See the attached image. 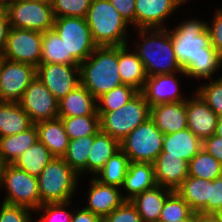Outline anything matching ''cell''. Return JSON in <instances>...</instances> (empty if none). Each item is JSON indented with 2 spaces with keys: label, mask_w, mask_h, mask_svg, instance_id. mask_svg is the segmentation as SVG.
<instances>
[{
  "label": "cell",
  "mask_w": 222,
  "mask_h": 222,
  "mask_svg": "<svg viewBox=\"0 0 222 222\" xmlns=\"http://www.w3.org/2000/svg\"><path fill=\"white\" fill-rule=\"evenodd\" d=\"M29 1L42 2V3H46L48 5H52L54 2V0H29Z\"/></svg>",
  "instance_id": "cell-56"
},
{
  "label": "cell",
  "mask_w": 222,
  "mask_h": 222,
  "mask_svg": "<svg viewBox=\"0 0 222 222\" xmlns=\"http://www.w3.org/2000/svg\"><path fill=\"white\" fill-rule=\"evenodd\" d=\"M178 6L175 0H135V27L165 29L161 26L163 20L170 16Z\"/></svg>",
  "instance_id": "cell-16"
},
{
  "label": "cell",
  "mask_w": 222,
  "mask_h": 222,
  "mask_svg": "<svg viewBox=\"0 0 222 222\" xmlns=\"http://www.w3.org/2000/svg\"><path fill=\"white\" fill-rule=\"evenodd\" d=\"M215 135L222 137V116L218 117Z\"/></svg>",
  "instance_id": "cell-52"
},
{
  "label": "cell",
  "mask_w": 222,
  "mask_h": 222,
  "mask_svg": "<svg viewBox=\"0 0 222 222\" xmlns=\"http://www.w3.org/2000/svg\"><path fill=\"white\" fill-rule=\"evenodd\" d=\"M222 207V177L210 180V214Z\"/></svg>",
  "instance_id": "cell-47"
},
{
  "label": "cell",
  "mask_w": 222,
  "mask_h": 222,
  "mask_svg": "<svg viewBox=\"0 0 222 222\" xmlns=\"http://www.w3.org/2000/svg\"><path fill=\"white\" fill-rule=\"evenodd\" d=\"M203 141L186 128L164 135L162 151L158 156H177L187 162L202 149Z\"/></svg>",
  "instance_id": "cell-21"
},
{
  "label": "cell",
  "mask_w": 222,
  "mask_h": 222,
  "mask_svg": "<svg viewBox=\"0 0 222 222\" xmlns=\"http://www.w3.org/2000/svg\"><path fill=\"white\" fill-rule=\"evenodd\" d=\"M221 173L222 163L203 148L189 162L188 176L213 181L221 177Z\"/></svg>",
  "instance_id": "cell-35"
},
{
  "label": "cell",
  "mask_w": 222,
  "mask_h": 222,
  "mask_svg": "<svg viewBox=\"0 0 222 222\" xmlns=\"http://www.w3.org/2000/svg\"><path fill=\"white\" fill-rule=\"evenodd\" d=\"M42 42L41 32L11 27L1 57L37 67L41 62Z\"/></svg>",
  "instance_id": "cell-11"
},
{
  "label": "cell",
  "mask_w": 222,
  "mask_h": 222,
  "mask_svg": "<svg viewBox=\"0 0 222 222\" xmlns=\"http://www.w3.org/2000/svg\"><path fill=\"white\" fill-rule=\"evenodd\" d=\"M202 148L222 163V137L214 134L204 139Z\"/></svg>",
  "instance_id": "cell-48"
},
{
  "label": "cell",
  "mask_w": 222,
  "mask_h": 222,
  "mask_svg": "<svg viewBox=\"0 0 222 222\" xmlns=\"http://www.w3.org/2000/svg\"><path fill=\"white\" fill-rule=\"evenodd\" d=\"M214 215H216L220 220H222V207L219 208Z\"/></svg>",
  "instance_id": "cell-57"
},
{
  "label": "cell",
  "mask_w": 222,
  "mask_h": 222,
  "mask_svg": "<svg viewBox=\"0 0 222 222\" xmlns=\"http://www.w3.org/2000/svg\"><path fill=\"white\" fill-rule=\"evenodd\" d=\"M172 192L169 188L156 185L135 196L130 202L137 209L143 222H159L164 202Z\"/></svg>",
  "instance_id": "cell-25"
},
{
  "label": "cell",
  "mask_w": 222,
  "mask_h": 222,
  "mask_svg": "<svg viewBox=\"0 0 222 222\" xmlns=\"http://www.w3.org/2000/svg\"><path fill=\"white\" fill-rule=\"evenodd\" d=\"M128 24L135 26V0H109Z\"/></svg>",
  "instance_id": "cell-46"
},
{
  "label": "cell",
  "mask_w": 222,
  "mask_h": 222,
  "mask_svg": "<svg viewBox=\"0 0 222 222\" xmlns=\"http://www.w3.org/2000/svg\"><path fill=\"white\" fill-rule=\"evenodd\" d=\"M70 204V201L42 204L37 210L40 211L41 209L44 214L37 222H71L73 213L64 209L65 206Z\"/></svg>",
  "instance_id": "cell-42"
},
{
  "label": "cell",
  "mask_w": 222,
  "mask_h": 222,
  "mask_svg": "<svg viewBox=\"0 0 222 222\" xmlns=\"http://www.w3.org/2000/svg\"><path fill=\"white\" fill-rule=\"evenodd\" d=\"M197 222H222L216 215L214 214H202L198 213Z\"/></svg>",
  "instance_id": "cell-51"
},
{
  "label": "cell",
  "mask_w": 222,
  "mask_h": 222,
  "mask_svg": "<svg viewBox=\"0 0 222 222\" xmlns=\"http://www.w3.org/2000/svg\"><path fill=\"white\" fill-rule=\"evenodd\" d=\"M156 185L152 163L130 162L122 185L127 191L124 200L130 201L135 196L154 188Z\"/></svg>",
  "instance_id": "cell-24"
},
{
  "label": "cell",
  "mask_w": 222,
  "mask_h": 222,
  "mask_svg": "<svg viewBox=\"0 0 222 222\" xmlns=\"http://www.w3.org/2000/svg\"><path fill=\"white\" fill-rule=\"evenodd\" d=\"M2 186L8 191L3 203L24 206L31 211L37 210L42 205L37 177L13 164L5 165L0 179V187Z\"/></svg>",
  "instance_id": "cell-8"
},
{
  "label": "cell",
  "mask_w": 222,
  "mask_h": 222,
  "mask_svg": "<svg viewBox=\"0 0 222 222\" xmlns=\"http://www.w3.org/2000/svg\"><path fill=\"white\" fill-rule=\"evenodd\" d=\"M97 99L80 84L58 101V117L99 115Z\"/></svg>",
  "instance_id": "cell-22"
},
{
  "label": "cell",
  "mask_w": 222,
  "mask_h": 222,
  "mask_svg": "<svg viewBox=\"0 0 222 222\" xmlns=\"http://www.w3.org/2000/svg\"><path fill=\"white\" fill-rule=\"evenodd\" d=\"M193 211L183 198L173 191L165 200L159 222H174L187 219Z\"/></svg>",
  "instance_id": "cell-38"
},
{
  "label": "cell",
  "mask_w": 222,
  "mask_h": 222,
  "mask_svg": "<svg viewBox=\"0 0 222 222\" xmlns=\"http://www.w3.org/2000/svg\"><path fill=\"white\" fill-rule=\"evenodd\" d=\"M38 139L54 157H63L68 149L69 137L61 118L35 123Z\"/></svg>",
  "instance_id": "cell-26"
},
{
  "label": "cell",
  "mask_w": 222,
  "mask_h": 222,
  "mask_svg": "<svg viewBox=\"0 0 222 222\" xmlns=\"http://www.w3.org/2000/svg\"><path fill=\"white\" fill-rule=\"evenodd\" d=\"M222 56H200L194 59L185 69V76L210 78L221 67Z\"/></svg>",
  "instance_id": "cell-39"
},
{
  "label": "cell",
  "mask_w": 222,
  "mask_h": 222,
  "mask_svg": "<svg viewBox=\"0 0 222 222\" xmlns=\"http://www.w3.org/2000/svg\"><path fill=\"white\" fill-rule=\"evenodd\" d=\"M15 0H0V8H5L8 4L14 2Z\"/></svg>",
  "instance_id": "cell-54"
},
{
  "label": "cell",
  "mask_w": 222,
  "mask_h": 222,
  "mask_svg": "<svg viewBox=\"0 0 222 222\" xmlns=\"http://www.w3.org/2000/svg\"><path fill=\"white\" fill-rule=\"evenodd\" d=\"M180 6L185 3L187 0H175Z\"/></svg>",
  "instance_id": "cell-58"
},
{
  "label": "cell",
  "mask_w": 222,
  "mask_h": 222,
  "mask_svg": "<svg viewBox=\"0 0 222 222\" xmlns=\"http://www.w3.org/2000/svg\"><path fill=\"white\" fill-rule=\"evenodd\" d=\"M35 77V66L0 57V101L18 102Z\"/></svg>",
  "instance_id": "cell-12"
},
{
  "label": "cell",
  "mask_w": 222,
  "mask_h": 222,
  "mask_svg": "<svg viewBox=\"0 0 222 222\" xmlns=\"http://www.w3.org/2000/svg\"><path fill=\"white\" fill-rule=\"evenodd\" d=\"M119 150L120 142L117 139L99 131L94 135V142L88 155L87 171L95 176L106 161Z\"/></svg>",
  "instance_id": "cell-29"
},
{
  "label": "cell",
  "mask_w": 222,
  "mask_h": 222,
  "mask_svg": "<svg viewBox=\"0 0 222 222\" xmlns=\"http://www.w3.org/2000/svg\"><path fill=\"white\" fill-rule=\"evenodd\" d=\"M102 222H143L137 209L130 201H124L107 215Z\"/></svg>",
  "instance_id": "cell-43"
},
{
  "label": "cell",
  "mask_w": 222,
  "mask_h": 222,
  "mask_svg": "<svg viewBox=\"0 0 222 222\" xmlns=\"http://www.w3.org/2000/svg\"><path fill=\"white\" fill-rule=\"evenodd\" d=\"M36 76L58 101L81 84L80 65L43 63L36 67Z\"/></svg>",
  "instance_id": "cell-14"
},
{
  "label": "cell",
  "mask_w": 222,
  "mask_h": 222,
  "mask_svg": "<svg viewBox=\"0 0 222 222\" xmlns=\"http://www.w3.org/2000/svg\"><path fill=\"white\" fill-rule=\"evenodd\" d=\"M93 142L94 135L69 140L68 149L63 159L77 174L87 171L88 155Z\"/></svg>",
  "instance_id": "cell-34"
},
{
  "label": "cell",
  "mask_w": 222,
  "mask_h": 222,
  "mask_svg": "<svg viewBox=\"0 0 222 222\" xmlns=\"http://www.w3.org/2000/svg\"><path fill=\"white\" fill-rule=\"evenodd\" d=\"M59 118L62 119L69 140L95 135L100 131L99 115Z\"/></svg>",
  "instance_id": "cell-36"
},
{
  "label": "cell",
  "mask_w": 222,
  "mask_h": 222,
  "mask_svg": "<svg viewBox=\"0 0 222 222\" xmlns=\"http://www.w3.org/2000/svg\"><path fill=\"white\" fill-rule=\"evenodd\" d=\"M30 210L24 206L10 205L2 202L0 222H32Z\"/></svg>",
  "instance_id": "cell-44"
},
{
  "label": "cell",
  "mask_w": 222,
  "mask_h": 222,
  "mask_svg": "<svg viewBox=\"0 0 222 222\" xmlns=\"http://www.w3.org/2000/svg\"><path fill=\"white\" fill-rule=\"evenodd\" d=\"M140 91L133 86L122 84L97 98V112H112L124 106Z\"/></svg>",
  "instance_id": "cell-37"
},
{
  "label": "cell",
  "mask_w": 222,
  "mask_h": 222,
  "mask_svg": "<svg viewBox=\"0 0 222 222\" xmlns=\"http://www.w3.org/2000/svg\"><path fill=\"white\" fill-rule=\"evenodd\" d=\"M128 45L118 46V69L123 84L141 91L147 79L142 61L137 53H128Z\"/></svg>",
  "instance_id": "cell-28"
},
{
  "label": "cell",
  "mask_w": 222,
  "mask_h": 222,
  "mask_svg": "<svg viewBox=\"0 0 222 222\" xmlns=\"http://www.w3.org/2000/svg\"><path fill=\"white\" fill-rule=\"evenodd\" d=\"M129 163L128 156L120 149L106 161L94 177L103 184L120 188L126 177Z\"/></svg>",
  "instance_id": "cell-32"
},
{
  "label": "cell",
  "mask_w": 222,
  "mask_h": 222,
  "mask_svg": "<svg viewBox=\"0 0 222 222\" xmlns=\"http://www.w3.org/2000/svg\"><path fill=\"white\" fill-rule=\"evenodd\" d=\"M10 28L7 11L5 8H0V57L3 53Z\"/></svg>",
  "instance_id": "cell-49"
},
{
  "label": "cell",
  "mask_w": 222,
  "mask_h": 222,
  "mask_svg": "<svg viewBox=\"0 0 222 222\" xmlns=\"http://www.w3.org/2000/svg\"><path fill=\"white\" fill-rule=\"evenodd\" d=\"M173 74L147 76L140 91L150 107L160 103L185 101L178 90V81Z\"/></svg>",
  "instance_id": "cell-17"
},
{
  "label": "cell",
  "mask_w": 222,
  "mask_h": 222,
  "mask_svg": "<svg viewBox=\"0 0 222 222\" xmlns=\"http://www.w3.org/2000/svg\"><path fill=\"white\" fill-rule=\"evenodd\" d=\"M153 165L157 185L173 191L188 177L189 162L177 156H158Z\"/></svg>",
  "instance_id": "cell-20"
},
{
  "label": "cell",
  "mask_w": 222,
  "mask_h": 222,
  "mask_svg": "<svg viewBox=\"0 0 222 222\" xmlns=\"http://www.w3.org/2000/svg\"><path fill=\"white\" fill-rule=\"evenodd\" d=\"M175 192L193 212L210 214V180L188 176Z\"/></svg>",
  "instance_id": "cell-23"
},
{
  "label": "cell",
  "mask_w": 222,
  "mask_h": 222,
  "mask_svg": "<svg viewBox=\"0 0 222 222\" xmlns=\"http://www.w3.org/2000/svg\"><path fill=\"white\" fill-rule=\"evenodd\" d=\"M92 0H54L52 4L55 18H85Z\"/></svg>",
  "instance_id": "cell-40"
},
{
  "label": "cell",
  "mask_w": 222,
  "mask_h": 222,
  "mask_svg": "<svg viewBox=\"0 0 222 222\" xmlns=\"http://www.w3.org/2000/svg\"><path fill=\"white\" fill-rule=\"evenodd\" d=\"M53 157L49 149L38 139L14 161L13 165L32 176L38 177Z\"/></svg>",
  "instance_id": "cell-31"
},
{
  "label": "cell",
  "mask_w": 222,
  "mask_h": 222,
  "mask_svg": "<svg viewBox=\"0 0 222 222\" xmlns=\"http://www.w3.org/2000/svg\"><path fill=\"white\" fill-rule=\"evenodd\" d=\"M138 30L144 41L139 46L137 45L139 49L136 53L144 65L147 76L175 74L177 71L185 74L176 59L170 29ZM146 33L150 34L149 37Z\"/></svg>",
  "instance_id": "cell-2"
},
{
  "label": "cell",
  "mask_w": 222,
  "mask_h": 222,
  "mask_svg": "<svg viewBox=\"0 0 222 222\" xmlns=\"http://www.w3.org/2000/svg\"><path fill=\"white\" fill-rule=\"evenodd\" d=\"M43 63H59L65 65H78L70 55H66V46L54 29L43 33L42 56Z\"/></svg>",
  "instance_id": "cell-33"
},
{
  "label": "cell",
  "mask_w": 222,
  "mask_h": 222,
  "mask_svg": "<svg viewBox=\"0 0 222 222\" xmlns=\"http://www.w3.org/2000/svg\"><path fill=\"white\" fill-rule=\"evenodd\" d=\"M18 103L34 124L58 118V100L37 76Z\"/></svg>",
  "instance_id": "cell-13"
},
{
  "label": "cell",
  "mask_w": 222,
  "mask_h": 222,
  "mask_svg": "<svg viewBox=\"0 0 222 222\" xmlns=\"http://www.w3.org/2000/svg\"><path fill=\"white\" fill-rule=\"evenodd\" d=\"M53 29L66 46V55L80 65L96 49L85 18L60 17L54 19Z\"/></svg>",
  "instance_id": "cell-9"
},
{
  "label": "cell",
  "mask_w": 222,
  "mask_h": 222,
  "mask_svg": "<svg viewBox=\"0 0 222 222\" xmlns=\"http://www.w3.org/2000/svg\"><path fill=\"white\" fill-rule=\"evenodd\" d=\"M91 179V187L88 192V205L85 209L103 220L125 201L124 196L121 194L119 187L103 184L95 177Z\"/></svg>",
  "instance_id": "cell-18"
},
{
  "label": "cell",
  "mask_w": 222,
  "mask_h": 222,
  "mask_svg": "<svg viewBox=\"0 0 222 222\" xmlns=\"http://www.w3.org/2000/svg\"><path fill=\"white\" fill-rule=\"evenodd\" d=\"M78 174L63 157H53L37 177L41 203L68 202L77 188Z\"/></svg>",
  "instance_id": "cell-5"
},
{
  "label": "cell",
  "mask_w": 222,
  "mask_h": 222,
  "mask_svg": "<svg viewBox=\"0 0 222 222\" xmlns=\"http://www.w3.org/2000/svg\"><path fill=\"white\" fill-rule=\"evenodd\" d=\"M198 213L193 212L187 219L174 221V222H197Z\"/></svg>",
  "instance_id": "cell-53"
},
{
  "label": "cell",
  "mask_w": 222,
  "mask_h": 222,
  "mask_svg": "<svg viewBox=\"0 0 222 222\" xmlns=\"http://www.w3.org/2000/svg\"><path fill=\"white\" fill-rule=\"evenodd\" d=\"M212 25L206 28L210 33L211 45L222 55V10L216 11Z\"/></svg>",
  "instance_id": "cell-45"
},
{
  "label": "cell",
  "mask_w": 222,
  "mask_h": 222,
  "mask_svg": "<svg viewBox=\"0 0 222 222\" xmlns=\"http://www.w3.org/2000/svg\"><path fill=\"white\" fill-rule=\"evenodd\" d=\"M85 19L97 46L128 44L125 33L128 23L109 0H92Z\"/></svg>",
  "instance_id": "cell-3"
},
{
  "label": "cell",
  "mask_w": 222,
  "mask_h": 222,
  "mask_svg": "<svg viewBox=\"0 0 222 222\" xmlns=\"http://www.w3.org/2000/svg\"><path fill=\"white\" fill-rule=\"evenodd\" d=\"M163 139L164 134L149 118L120 141V149L130 162L153 164L162 151Z\"/></svg>",
  "instance_id": "cell-7"
},
{
  "label": "cell",
  "mask_w": 222,
  "mask_h": 222,
  "mask_svg": "<svg viewBox=\"0 0 222 222\" xmlns=\"http://www.w3.org/2000/svg\"><path fill=\"white\" fill-rule=\"evenodd\" d=\"M33 125L18 102L0 101V138L22 133Z\"/></svg>",
  "instance_id": "cell-27"
},
{
  "label": "cell",
  "mask_w": 222,
  "mask_h": 222,
  "mask_svg": "<svg viewBox=\"0 0 222 222\" xmlns=\"http://www.w3.org/2000/svg\"><path fill=\"white\" fill-rule=\"evenodd\" d=\"M37 140L38 131L35 124L22 133L0 138V154L3 161L13 164Z\"/></svg>",
  "instance_id": "cell-30"
},
{
  "label": "cell",
  "mask_w": 222,
  "mask_h": 222,
  "mask_svg": "<svg viewBox=\"0 0 222 222\" xmlns=\"http://www.w3.org/2000/svg\"><path fill=\"white\" fill-rule=\"evenodd\" d=\"M71 222H102V219L91 211L83 208L82 210H78L76 214H72Z\"/></svg>",
  "instance_id": "cell-50"
},
{
  "label": "cell",
  "mask_w": 222,
  "mask_h": 222,
  "mask_svg": "<svg viewBox=\"0 0 222 222\" xmlns=\"http://www.w3.org/2000/svg\"><path fill=\"white\" fill-rule=\"evenodd\" d=\"M207 105L218 115L222 116V77L211 80L196 91Z\"/></svg>",
  "instance_id": "cell-41"
},
{
  "label": "cell",
  "mask_w": 222,
  "mask_h": 222,
  "mask_svg": "<svg viewBox=\"0 0 222 222\" xmlns=\"http://www.w3.org/2000/svg\"><path fill=\"white\" fill-rule=\"evenodd\" d=\"M80 80L96 99L122 85L118 69V46H97L80 64Z\"/></svg>",
  "instance_id": "cell-1"
},
{
  "label": "cell",
  "mask_w": 222,
  "mask_h": 222,
  "mask_svg": "<svg viewBox=\"0 0 222 222\" xmlns=\"http://www.w3.org/2000/svg\"><path fill=\"white\" fill-rule=\"evenodd\" d=\"M186 99L187 128L202 141L215 134L218 115L200 95Z\"/></svg>",
  "instance_id": "cell-15"
},
{
  "label": "cell",
  "mask_w": 222,
  "mask_h": 222,
  "mask_svg": "<svg viewBox=\"0 0 222 222\" xmlns=\"http://www.w3.org/2000/svg\"><path fill=\"white\" fill-rule=\"evenodd\" d=\"M150 118L164 135L182 131L187 128L186 100L154 105Z\"/></svg>",
  "instance_id": "cell-19"
},
{
  "label": "cell",
  "mask_w": 222,
  "mask_h": 222,
  "mask_svg": "<svg viewBox=\"0 0 222 222\" xmlns=\"http://www.w3.org/2000/svg\"><path fill=\"white\" fill-rule=\"evenodd\" d=\"M5 165H6V163L3 161V158H2V156L0 154V179H1V174H2V172L4 170Z\"/></svg>",
  "instance_id": "cell-55"
},
{
  "label": "cell",
  "mask_w": 222,
  "mask_h": 222,
  "mask_svg": "<svg viewBox=\"0 0 222 222\" xmlns=\"http://www.w3.org/2000/svg\"><path fill=\"white\" fill-rule=\"evenodd\" d=\"M97 113L100 117V131L120 142L137 126L150 118V105L139 92L119 109Z\"/></svg>",
  "instance_id": "cell-6"
},
{
  "label": "cell",
  "mask_w": 222,
  "mask_h": 222,
  "mask_svg": "<svg viewBox=\"0 0 222 222\" xmlns=\"http://www.w3.org/2000/svg\"><path fill=\"white\" fill-rule=\"evenodd\" d=\"M10 27L44 33L53 29L52 5L29 0H15L5 7Z\"/></svg>",
  "instance_id": "cell-10"
},
{
  "label": "cell",
  "mask_w": 222,
  "mask_h": 222,
  "mask_svg": "<svg viewBox=\"0 0 222 222\" xmlns=\"http://www.w3.org/2000/svg\"><path fill=\"white\" fill-rule=\"evenodd\" d=\"M206 21L187 20L170 30L172 44L178 63L183 70L197 57L222 56L211 45Z\"/></svg>",
  "instance_id": "cell-4"
}]
</instances>
